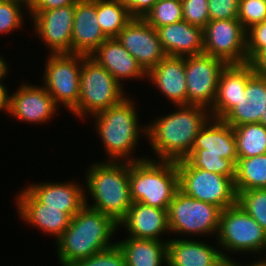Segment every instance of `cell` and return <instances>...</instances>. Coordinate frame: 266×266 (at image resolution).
<instances>
[{
    "mask_svg": "<svg viewBox=\"0 0 266 266\" xmlns=\"http://www.w3.org/2000/svg\"><path fill=\"white\" fill-rule=\"evenodd\" d=\"M177 107V111L146 126L147 138L159 160L177 162L185 159L200 129L211 118L209 109L201 105Z\"/></svg>",
    "mask_w": 266,
    "mask_h": 266,
    "instance_id": "cell-1",
    "label": "cell"
},
{
    "mask_svg": "<svg viewBox=\"0 0 266 266\" xmlns=\"http://www.w3.org/2000/svg\"><path fill=\"white\" fill-rule=\"evenodd\" d=\"M87 200L57 240L56 251L62 266H73L116 244L110 240L119 228L118 223L111 216L89 207Z\"/></svg>",
    "mask_w": 266,
    "mask_h": 266,
    "instance_id": "cell-2",
    "label": "cell"
},
{
    "mask_svg": "<svg viewBox=\"0 0 266 266\" xmlns=\"http://www.w3.org/2000/svg\"><path fill=\"white\" fill-rule=\"evenodd\" d=\"M86 173L88 193L95 204L89 206L119 223L132 205L129 162H96Z\"/></svg>",
    "mask_w": 266,
    "mask_h": 266,
    "instance_id": "cell-3",
    "label": "cell"
},
{
    "mask_svg": "<svg viewBox=\"0 0 266 266\" xmlns=\"http://www.w3.org/2000/svg\"><path fill=\"white\" fill-rule=\"evenodd\" d=\"M135 108L134 102L126 96L120 103L92 115L96 118L95 128L104 143L108 161L119 162L124 159V162H134L145 159L129 157L141 137L139 132L146 134V127L139 128Z\"/></svg>",
    "mask_w": 266,
    "mask_h": 266,
    "instance_id": "cell-4",
    "label": "cell"
},
{
    "mask_svg": "<svg viewBox=\"0 0 266 266\" xmlns=\"http://www.w3.org/2000/svg\"><path fill=\"white\" fill-rule=\"evenodd\" d=\"M129 185L132 202L168 210L179 189L176 162L150 158L129 162Z\"/></svg>",
    "mask_w": 266,
    "mask_h": 266,
    "instance_id": "cell-5",
    "label": "cell"
},
{
    "mask_svg": "<svg viewBox=\"0 0 266 266\" xmlns=\"http://www.w3.org/2000/svg\"><path fill=\"white\" fill-rule=\"evenodd\" d=\"M121 85L103 66L85 56L80 71L79 101L71 113L82 119L86 114L92 116L120 103L126 98Z\"/></svg>",
    "mask_w": 266,
    "mask_h": 266,
    "instance_id": "cell-6",
    "label": "cell"
},
{
    "mask_svg": "<svg viewBox=\"0 0 266 266\" xmlns=\"http://www.w3.org/2000/svg\"><path fill=\"white\" fill-rule=\"evenodd\" d=\"M179 189L186 195L218 206L221 210L237 204L235 178L194 168L186 159L176 162Z\"/></svg>",
    "mask_w": 266,
    "mask_h": 266,
    "instance_id": "cell-7",
    "label": "cell"
},
{
    "mask_svg": "<svg viewBox=\"0 0 266 266\" xmlns=\"http://www.w3.org/2000/svg\"><path fill=\"white\" fill-rule=\"evenodd\" d=\"M221 209L186 195L180 189L168 208L170 233L212 235L218 233Z\"/></svg>",
    "mask_w": 266,
    "mask_h": 266,
    "instance_id": "cell-8",
    "label": "cell"
},
{
    "mask_svg": "<svg viewBox=\"0 0 266 266\" xmlns=\"http://www.w3.org/2000/svg\"><path fill=\"white\" fill-rule=\"evenodd\" d=\"M225 251L264 252L266 232L238 203L221 211L216 236Z\"/></svg>",
    "mask_w": 266,
    "mask_h": 266,
    "instance_id": "cell-9",
    "label": "cell"
},
{
    "mask_svg": "<svg viewBox=\"0 0 266 266\" xmlns=\"http://www.w3.org/2000/svg\"><path fill=\"white\" fill-rule=\"evenodd\" d=\"M85 56L75 53H50L46 60L43 85L55 103L58 106L64 105L70 112L78 105L80 71Z\"/></svg>",
    "mask_w": 266,
    "mask_h": 266,
    "instance_id": "cell-10",
    "label": "cell"
},
{
    "mask_svg": "<svg viewBox=\"0 0 266 266\" xmlns=\"http://www.w3.org/2000/svg\"><path fill=\"white\" fill-rule=\"evenodd\" d=\"M203 53L227 64L248 62L246 30L238 19L210 20L203 28Z\"/></svg>",
    "mask_w": 266,
    "mask_h": 266,
    "instance_id": "cell-11",
    "label": "cell"
},
{
    "mask_svg": "<svg viewBox=\"0 0 266 266\" xmlns=\"http://www.w3.org/2000/svg\"><path fill=\"white\" fill-rule=\"evenodd\" d=\"M226 65L224 60L204 53L185 57L187 105L212 107L219 77Z\"/></svg>",
    "mask_w": 266,
    "mask_h": 266,
    "instance_id": "cell-12",
    "label": "cell"
},
{
    "mask_svg": "<svg viewBox=\"0 0 266 266\" xmlns=\"http://www.w3.org/2000/svg\"><path fill=\"white\" fill-rule=\"evenodd\" d=\"M116 38L146 73L167 56L156 29L143 18H133Z\"/></svg>",
    "mask_w": 266,
    "mask_h": 266,
    "instance_id": "cell-13",
    "label": "cell"
},
{
    "mask_svg": "<svg viewBox=\"0 0 266 266\" xmlns=\"http://www.w3.org/2000/svg\"><path fill=\"white\" fill-rule=\"evenodd\" d=\"M29 13L36 34L51 48V54L71 53L75 4Z\"/></svg>",
    "mask_w": 266,
    "mask_h": 266,
    "instance_id": "cell-14",
    "label": "cell"
},
{
    "mask_svg": "<svg viewBox=\"0 0 266 266\" xmlns=\"http://www.w3.org/2000/svg\"><path fill=\"white\" fill-rule=\"evenodd\" d=\"M253 75L248 62L225 66L219 77L215 101L209 109L211 118L222 120L237 104L247 99L245 87Z\"/></svg>",
    "mask_w": 266,
    "mask_h": 266,
    "instance_id": "cell-15",
    "label": "cell"
},
{
    "mask_svg": "<svg viewBox=\"0 0 266 266\" xmlns=\"http://www.w3.org/2000/svg\"><path fill=\"white\" fill-rule=\"evenodd\" d=\"M56 109L58 106L45 87L23 84L9 96L8 113L24 122L45 123Z\"/></svg>",
    "mask_w": 266,
    "mask_h": 266,
    "instance_id": "cell-16",
    "label": "cell"
},
{
    "mask_svg": "<svg viewBox=\"0 0 266 266\" xmlns=\"http://www.w3.org/2000/svg\"><path fill=\"white\" fill-rule=\"evenodd\" d=\"M16 202L18 214L24 221L55 236L56 241L70 225L72 216L69 213L62 212V208H44L26 187L20 191Z\"/></svg>",
    "mask_w": 266,
    "mask_h": 266,
    "instance_id": "cell-17",
    "label": "cell"
},
{
    "mask_svg": "<svg viewBox=\"0 0 266 266\" xmlns=\"http://www.w3.org/2000/svg\"><path fill=\"white\" fill-rule=\"evenodd\" d=\"M108 38L97 18V0H79L75 4L71 53L91 55Z\"/></svg>",
    "mask_w": 266,
    "mask_h": 266,
    "instance_id": "cell-18",
    "label": "cell"
},
{
    "mask_svg": "<svg viewBox=\"0 0 266 266\" xmlns=\"http://www.w3.org/2000/svg\"><path fill=\"white\" fill-rule=\"evenodd\" d=\"M118 226H124L129 232V237L161 241L159 236L170 232L168 210L141 202H132L127 215L118 223Z\"/></svg>",
    "mask_w": 266,
    "mask_h": 266,
    "instance_id": "cell-19",
    "label": "cell"
},
{
    "mask_svg": "<svg viewBox=\"0 0 266 266\" xmlns=\"http://www.w3.org/2000/svg\"><path fill=\"white\" fill-rule=\"evenodd\" d=\"M160 43L167 56L200 55L204 49L203 28L182 20L156 28Z\"/></svg>",
    "mask_w": 266,
    "mask_h": 266,
    "instance_id": "cell-20",
    "label": "cell"
},
{
    "mask_svg": "<svg viewBox=\"0 0 266 266\" xmlns=\"http://www.w3.org/2000/svg\"><path fill=\"white\" fill-rule=\"evenodd\" d=\"M147 77L173 104L187 105L185 57L166 56L146 73Z\"/></svg>",
    "mask_w": 266,
    "mask_h": 266,
    "instance_id": "cell-21",
    "label": "cell"
},
{
    "mask_svg": "<svg viewBox=\"0 0 266 266\" xmlns=\"http://www.w3.org/2000/svg\"><path fill=\"white\" fill-rule=\"evenodd\" d=\"M89 56L103 66L119 83L125 78L128 80L146 77V72L117 38H108Z\"/></svg>",
    "mask_w": 266,
    "mask_h": 266,
    "instance_id": "cell-22",
    "label": "cell"
},
{
    "mask_svg": "<svg viewBox=\"0 0 266 266\" xmlns=\"http://www.w3.org/2000/svg\"><path fill=\"white\" fill-rule=\"evenodd\" d=\"M189 154H213L238 159L233 127L223 120L210 118L195 137Z\"/></svg>",
    "mask_w": 266,
    "mask_h": 266,
    "instance_id": "cell-23",
    "label": "cell"
},
{
    "mask_svg": "<svg viewBox=\"0 0 266 266\" xmlns=\"http://www.w3.org/2000/svg\"><path fill=\"white\" fill-rule=\"evenodd\" d=\"M78 183H41L29 184L26 187L42 204L44 208H62V212L72 217L85 205V193ZM85 192V193H84Z\"/></svg>",
    "mask_w": 266,
    "mask_h": 266,
    "instance_id": "cell-24",
    "label": "cell"
},
{
    "mask_svg": "<svg viewBox=\"0 0 266 266\" xmlns=\"http://www.w3.org/2000/svg\"><path fill=\"white\" fill-rule=\"evenodd\" d=\"M191 240L168 239L167 266H214L223 257L230 258L207 243Z\"/></svg>",
    "mask_w": 266,
    "mask_h": 266,
    "instance_id": "cell-25",
    "label": "cell"
},
{
    "mask_svg": "<svg viewBox=\"0 0 266 266\" xmlns=\"http://www.w3.org/2000/svg\"><path fill=\"white\" fill-rule=\"evenodd\" d=\"M247 99L237 104L222 120L232 127L259 123L266 109V78L254 74L245 87Z\"/></svg>",
    "mask_w": 266,
    "mask_h": 266,
    "instance_id": "cell-26",
    "label": "cell"
},
{
    "mask_svg": "<svg viewBox=\"0 0 266 266\" xmlns=\"http://www.w3.org/2000/svg\"><path fill=\"white\" fill-rule=\"evenodd\" d=\"M167 241L128 237L116 244L124 255L126 266H161L168 262Z\"/></svg>",
    "mask_w": 266,
    "mask_h": 266,
    "instance_id": "cell-27",
    "label": "cell"
},
{
    "mask_svg": "<svg viewBox=\"0 0 266 266\" xmlns=\"http://www.w3.org/2000/svg\"><path fill=\"white\" fill-rule=\"evenodd\" d=\"M235 188L236 191L266 188V153L238 158Z\"/></svg>",
    "mask_w": 266,
    "mask_h": 266,
    "instance_id": "cell-28",
    "label": "cell"
},
{
    "mask_svg": "<svg viewBox=\"0 0 266 266\" xmlns=\"http://www.w3.org/2000/svg\"><path fill=\"white\" fill-rule=\"evenodd\" d=\"M98 24L107 38H116L133 19L121 0H97Z\"/></svg>",
    "mask_w": 266,
    "mask_h": 266,
    "instance_id": "cell-29",
    "label": "cell"
},
{
    "mask_svg": "<svg viewBox=\"0 0 266 266\" xmlns=\"http://www.w3.org/2000/svg\"><path fill=\"white\" fill-rule=\"evenodd\" d=\"M238 158L266 153V127L261 123H247L233 127Z\"/></svg>",
    "mask_w": 266,
    "mask_h": 266,
    "instance_id": "cell-30",
    "label": "cell"
},
{
    "mask_svg": "<svg viewBox=\"0 0 266 266\" xmlns=\"http://www.w3.org/2000/svg\"><path fill=\"white\" fill-rule=\"evenodd\" d=\"M153 28H160L183 20L182 3L175 0H158L143 18Z\"/></svg>",
    "mask_w": 266,
    "mask_h": 266,
    "instance_id": "cell-31",
    "label": "cell"
},
{
    "mask_svg": "<svg viewBox=\"0 0 266 266\" xmlns=\"http://www.w3.org/2000/svg\"><path fill=\"white\" fill-rule=\"evenodd\" d=\"M194 168L203 169L230 178L236 177L238 159L221 158L213 154H188L185 158Z\"/></svg>",
    "mask_w": 266,
    "mask_h": 266,
    "instance_id": "cell-32",
    "label": "cell"
},
{
    "mask_svg": "<svg viewBox=\"0 0 266 266\" xmlns=\"http://www.w3.org/2000/svg\"><path fill=\"white\" fill-rule=\"evenodd\" d=\"M237 203L254 219L266 232V188L237 191Z\"/></svg>",
    "mask_w": 266,
    "mask_h": 266,
    "instance_id": "cell-33",
    "label": "cell"
},
{
    "mask_svg": "<svg viewBox=\"0 0 266 266\" xmlns=\"http://www.w3.org/2000/svg\"><path fill=\"white\" fill-rule=\"evenodd\" d=\"M25 4L17 0H0V33H10L22 27Z\"/></svg>",
    "mask_w": 266,
    "mask_h": 266,
    "instance_id": "cell-34",
    "label": "cell"
},
{
    "mask_svg": "<svg viewBox=\"0 0 266 266\" xmlns=\"http://www.w3.org/2000/svg\"><path fill=\"white\" fill-rule=\"evenodd\" d=\"M238 20L247 31L266 20V3L263 0H239Z\"/></svg>",
    "mask_w": 266,
    "mask_h": 266,
    "instance_id": "cell-35",
    "label": "cell"
},
{
    "mask_svg": "<svg viewBox=\"0 0 266 266\" xmlns=\"http://www.w3.org/2000/svg\"><path fill=\"white\" fill-rule=\"evenodd\" d=\"M73 266H126L124 255L117 244L82 259Z\"/></svg>",
    "mask_w": 266,
    "mask_h": 266,
    "instance_id": "cell-36",
    "label": "cell"
},
{
    "mask_svg": "<svg viewBox=\"0 0 266 266\" xmlns=\"http://www.w3.org/2000/svg\"><path fill=\"white\" fill-rule=\"evenodd\" d=\"M183 20L204 28L210 21L207 0H181Z\"/></svg>",
    "mask_w": 266,
    "mask_h": 266,
    "instance_id": "cell-37",
    "label": "cell"
},
{
    "mask_svg": "<svg viewBox=\"0 0 266 266\" xmlns=\"http://www.w3.org/2000/svg\"><path fill=\"white\" fill-rule=\"evenodd\" d=\"M210 20L238 19L239 0H207Z\"/></svg>",
    "mask_w": 266,
    "mask_h": 266,
    "instance_id": "cell-38",
    "label": "cell"
},
{
    "mask_svg": "<svg viewBox=\"0 0 266 266\" xmlns=\"http://www.w3.org/2000/svg\"><path fill=\"white\" fill-rule=\"evenodd\" d=\"M248 62L266 48V20L253 25L246 31Z\"/></svg>",
    "mask_w": 266,
    "mask_h": 266,
    "instance_id": "cell-39",
    "label": "cell"
},
{
    "mask_svg": "<svg viewBox=\"0 0 266 266\" xmlns=\"http://www.w3.org/2000/svg\"><path fill=\"white\" fill-rule=\"evenodd\" d=\"M158 0H121L133 18H144Z\"/></svg>",
    "mask_w": 266,
    "mask_h": 266,
    "instance_id": "cell-40",
    "label": "cell"
},
{
    "mask_svg": "<svg viewBox=\"0 0 266 266\" xmlns=\"http://www.w3.org/2000/svg\"><path fill=\"white\" fill-rule=\"evenodd\" d=\"M79 0H32L28 11H44L76 4Z\"/></svg>",
    "mask_w": 266,
    "mask_h": 266,
    "instance_id": "cell-41",
    "label": "cell"
},
{
    "mask_svg": "<svg viewBox=\"0 0 266 266\" xmlns=\"http://www.w3.org/2000/svg\"><path fill=\"white\" fill-rule=\"evenodd\" d=\"M248 63L254 74L266 78V48L259 51Z\"/></svg>",
    "mask_w": 266,
    "mask_h": 266,
    "instance_id": "cell-42",
    "label": "cell"
},
{
    "mask_svg": "<svg viewBox=\"0 0 266 266\" xmlns=\"http://www.w3.org/2000/svg\"><path fill=\"white\" fill-rule=\"evenodd\" d=\"M9 96L7 88L0 82V111H8L9 107Z\"/></svg>",
    "mask_w": 266,
    "mask_h": 266,
    "instance_id": "cell-43",
    "label": "cell"
},
{
    "mask_svg": "<svg viewBox=\"0 0 266 266\" xmlns=\"http://www.w3.org/2000/svg\"><path fill=\"white\" fill-rule=\"evenodd\" d=\"M6 60L3 59L0 55V82L3 81V78L8 75L7 72H8V64L7 62H5ZM2 80V81H1Z\"/></svg>",
    "mask_w": 266,
    "mask_h": 266,
    "instance_id": "cell-44",
    "label": "cell"
},
{
    "mask_svg": "<svg viewBox=\"0 0 266 266\" xmlns=\"http://www.w3.org/2000/svg\"><path fill=\"white\" fill-rule=\"evenodd\" d=\"M214 266H236L235 260L230 258L223 257L216 265Z\"/></svg>",
    "mask_w": 266,
    "mask_h": 266,
    "instance_id": "cell-45",
    "label": "cell"
},
{
    "mask_svg": "<svg viewBox=\"0 0 266 266\" xmlns=\"http://www.w3.org/2000/svg\"><path fill=\"white\" fill-rule=\"evenodd\" d=\"M236 266H242V264L237 262ZM246 266H266V260L261 258V260L256 261L254 263H251V265H246Z\"/></svg>",
    "mask_w": 266,
    "mask_h": 266,
    "instance_id": "cell-46",
    "label": "cell"
},
{
    "mask_svg": "<svg viewBox=\"0 0 266 266\" xmlns=\"http://www.w3.org/2000/svg\"><path fill=\"white\" fill-rule=\"evenodd\" d=\"M259 123H261L264 127H266V109H265Z\"/></svg>",
    "mask_w": 266,
    "mask_h": 266,
    "instance_id": "cell-47",
    "label": "cell"
},
{
    "mask_svg": "<svg viewBox=\"0 0 266 266\" xmlns=\"http://www.w3.org/2000/svg\"><path fill=\"white\" fill-rule=\"evenodd\" d=\"M17 1H20V2L24 3L25 6H26V9L28 8V6L30 5V3L32 2V0H17Z\"/></svg>",
    "mask_w": 266,
    "mask_h": 266,
    "instance_id": "cell-48",
    "label": "cell"
}]
</instances>
